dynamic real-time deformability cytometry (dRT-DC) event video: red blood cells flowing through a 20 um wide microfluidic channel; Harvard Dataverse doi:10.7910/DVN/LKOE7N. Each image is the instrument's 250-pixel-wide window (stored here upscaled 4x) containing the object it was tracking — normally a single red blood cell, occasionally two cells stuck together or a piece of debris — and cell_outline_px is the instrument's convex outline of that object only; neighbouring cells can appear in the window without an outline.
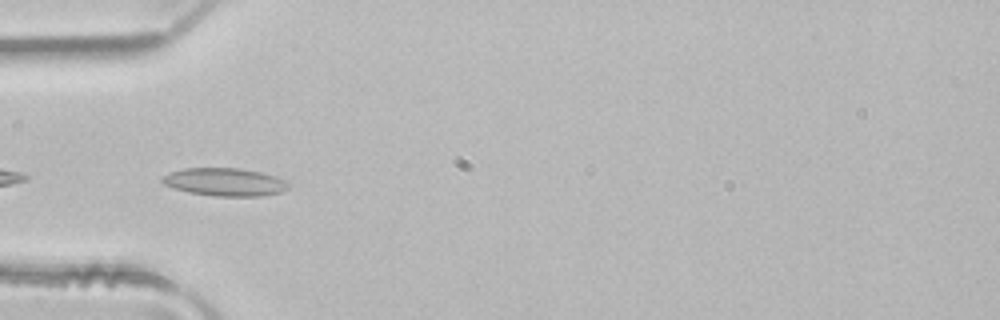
{"species": "common noctule bat (a hibernating species)", "species_latin": "Nyctalus noctula", "temperature_condition": "room temperature", "stored_images_in_passage": 5, "camera_frame_rate_fps": 3000, "um_per_image_px": 0.085, "animal": {"sex": "male", "body_mass_g": 21.5, "forearm_length_mm": 52.0}, "frame": {"image": 1, "passage_image": 4, "time_ms": 1.0, "image_size_px": [1000, 320], "cell_outline_px": [[288, 188], [280, 192], [260, 196], [216, 196], [188, 192], [164, 184], [160, 180], [160, 176], [184, 168], [240, 168], [260, 172], [276, 176], [284, 180], [288, 184]], "centroid_in_image_um": [19.09, 15.46], "position_along_channel_um": 65.9, "area_um2": 20.4}}
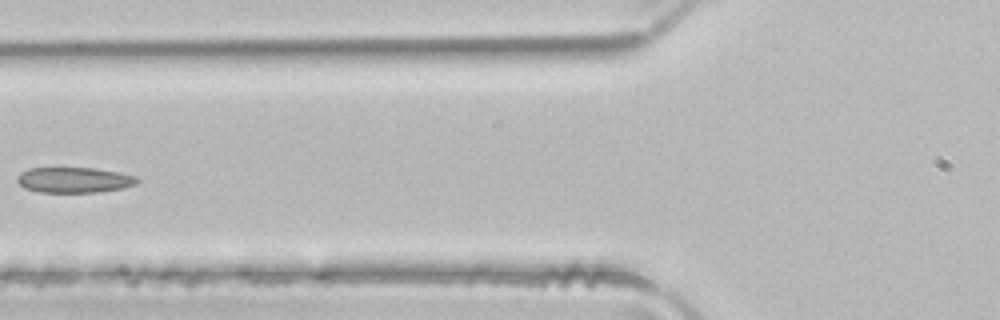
{"frame": {"image": 2, "passage_image": 5, "time_ms": 1.333, "image_size_px": [1000, 320], "cell_outline_px": [[140, 180], [136, 184], [124, 188], [100, 192], [40, 192], [24, 188], [16, 180], [16, 176], [20, 172], [28, 168], [92, 168], [120, 172], [136, 176]], "centroid_in_image_um": [6.31, 15.29], "position_along_channel_um": 119.5, "area_um2": 17.98}}